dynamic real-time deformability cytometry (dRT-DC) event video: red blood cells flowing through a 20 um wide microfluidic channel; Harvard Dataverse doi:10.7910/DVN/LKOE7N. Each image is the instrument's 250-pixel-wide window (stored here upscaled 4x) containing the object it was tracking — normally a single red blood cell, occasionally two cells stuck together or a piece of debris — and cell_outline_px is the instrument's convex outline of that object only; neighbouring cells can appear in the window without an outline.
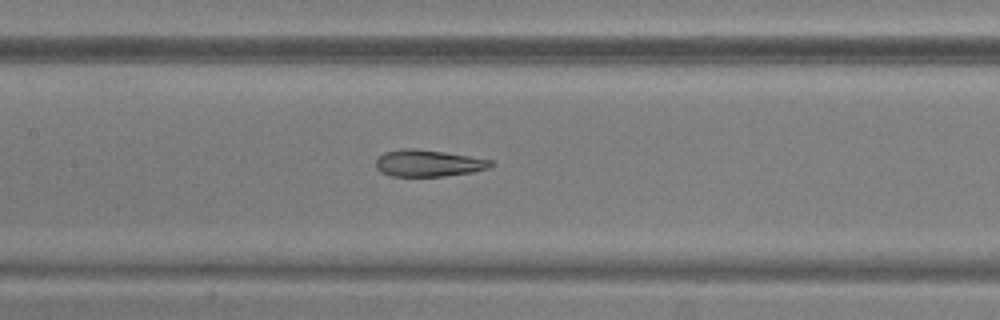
{"species": "common noctule bat (a hibernating species)", "species_latin": "Nyctalus noctula", "temperature_condition": "warm", "stored_images_in_passage": 6, "camera_frame_rate_fps": 3000, "um_per_image_px": 0.085, "animal": {"sex": "male", "body_mass_g": 20.5, "forearm_length_mm": 52.5}, "frame": {"image": 1, "passage_image": 6, "time_ms": 7.0, "image_size_px": [1000, 320], "cell_outline_px": [[492, 164], [488, 168], [472, 172], [440, 176], [392, 176], [380, 172], [376, 168], [376, 160], [384, 152], [404, 148], [416, 148], [444, 152], [492, 160]], "centroid_in_image_um": [36.36, 13.87], "position_along_channel_um": 171.0, "area_um2": 17.74}}